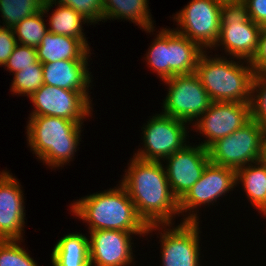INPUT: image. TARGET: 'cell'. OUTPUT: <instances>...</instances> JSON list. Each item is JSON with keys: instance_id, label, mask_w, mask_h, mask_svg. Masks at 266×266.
I'll list each match as a JSON object with an SVG mask.
<instances>
[{"instance_id": "1", "label": "cell", "mask_w": 266, "mask_h": 266, "mask_svg": "<svg viewBox=\"0 0 266 266\" xmlns=\"http://www.w3.org/2000/svg\"><path fill=\"white\" fill-rule=\"evenodd\" d=\"M120 183L128 192L138 216L147 226L175 224L181 217L161 161H145L133 156ZM178 215V216H177Z\"/></svg>"}, {"instance_id": "2", "label": "cell", "mask_w": 266, "mask_h": 266, "mask_svg": "<svg viewBox=\"0 0 266 266\" xmlns=\"http://www.w3.org/2000/svg\"><path fill=\"white\" fill-rule=\"evenodd\" d=\"M69 207L73 216L87 224L89 231L147 232L148 229L138 216L128 192L120 183L114 188L75 199Z\"/></svg>"}, {"instance_id": "3", "label": "cell", "mask_w": 266, "mask_h": 266, "mask_svg": "<svg viewBox=\"0 0 266 266\" xmlns=\"http://www.w3.org/2000/svg\"><path fill=\"white\" fill-rule=\"evenodd\" d=\"M26 140L36 159L56 170L73 161L81 144L82 126L55 116H29ZM78 148V149H77ZM76 152V153H75Z\"/></svg>"}, {"instance_id": "4", "label": "cell", "mask_w": 266, "mask_h": 266, "mask_svg": "<svg viewBox=\"0 0 266 266\" xmlns=\"http://www.w3.org/2000/svg\"><path fill=\"white\" fill-rule=\"evenodd\" d=\"M204 51L197 62L195 73L212 102L251 103L253 68L249 61L209 55ZM215 56V57H213ZM236 60V61H235Z\"/></svg>"}, {"instance_id": "5", "label": "cell", "mask_w": 266, "mask_h": 266, "mask_svg": "<svg viewBox=\"0 0 266 266\" xmlns=\"http://www.w3.org/2000/svg\"><path fill=\"white\" fill-rule=\"evenodd\" d=\"M261 29L250 19L244 1L222 3L220 34L211 52L222 47L226 57L250 62L257 51Z\"/></svg>"}, {"instance_id": "6", "label": "cell", "mask_w": 266, "mask_h": 266, "mask_svg": "<svg viewBox=\"0 0 266 266\" xmlns=\"http://www.w3.org/2000/svg\"><path fill=\"white\" fill-rule=\"evenodd\" d=\"M265 146L266 130L251 119L232 134L212 143L207 150L211 163L237 170L260 161Z\"/></svg>"}, {"instance_id": "7", "label": "cell", "mask_w": 266, "mask_h": 266, "mask_svg": "<svg viewBox=\"0 0 266 266\" xmlns=\"http://www.w3.org/2000/svg\"><path fill=\"white\" fill-rule=\"evenodd\" d=\"M190 124L160 112L149 116L141 127L142 147L132 156L145 161H163L184 149L190 141ZM143 135V136H142Z\"/></svg>"}, {"instance_id": "8", "label": "cell", "mask_w": 266, "mask_h": 266, "mask_svg": "<svg viewBox=\"0 0 266 266\" xmlns=\"http://www.w3.org/2000/svg\"><path fill=\"white\" fill-rule=\"evenodd\" d=\"M200 221H182L177 224L148 226L146 237L158 233L160 243V266H200ZM158 231V232H156ZM202 266V265H201Z\"/></svg>"}, {"instance_id": "9", "label": "cell", "mask_w": 266, "mask_h": 266, "mask_svg": "<svg viewBox=\"0 0 266 266\" xmlns=\"http://www.w3.org/2000/svg\"><path fill=\"white\" fill-rule=\"evenodd\" d=\"M163 82L168 91L161 106L165 115L193 125L212 102L195 72L175 75Z\"/></svg>"}, {"instance_id": "10", "label": "cell", "mask_w": 266, "mask_h": 266, "mask_svg": "<svg viewBox=\"0 0 266 266\" xmlns=\"http://www.w3.org/2000/svg\"><path fill=\"white\" fill-rule=\"evenodd\" d=\"M236 187V170L209 163L201 178L178 201L182 221L198 222L199 209L204 205L217 204L219 198L227 196ZM198 213V214H197Z\"/></svg>"}, {"instance_id": "11", "label": "cell", "mask_w": 266, "mask_h": 266, "mask_svg": "<svg viewBox=\"0 0 266 266\" xmlns=\"http://www.w3.org/2000/svg\"><path fill=\"white\" fill-rule=\"evenodd\" d=\"M221 5L216 0H190L172 15L177 23V27L172 29L196 42L204 51H209L219 38Z\"/></svg>"}, {"instance_id": "12", "label": "cell", "mask_w": 266, "mask_h": 266, "mask_svg": "<svg viewBox=\"0 0 266 266\" xmlns=\"http://www.w3.org/2000/svg\"><path fill=\"white\" fill-rule=\"evenodd\" d=\"M33 104L29 116H55L83 124L93 115V104L89 92L66 90L42 85L29 96ZM88 117V118H87Z\"/></svg>"}, {"instance_id": "13", "label": "cell", "mask_w": 266, "mask_h": 266, "mask_svg": "<svg viewBox=\"0 0 266 266\" xmlns=\"http://www.w3.org/2000/svg\"><path fill=\"white\" fill-rule=\"evenodd\" d=\"M251 120V103L211 102L209 108L190 127L202 134L199 142L204 148L220 138L232 134ZM194 128V129H193Z\"/></svg>"}, {"instance_id": "14", "label": "cell", "mask_w": 266, "mask_h": 266, "mask_svg": "<svg viewBox=\"0 0 266 266\" xmlns=\"http://www.w3.org/2000/svg\"><path fill=\"white\" fill-rule=\"evenodd\" d=\"M146 233L119 230L89 231L90 266H135L134 235L142 238Z\"/></svg>"}, {"instance_id": "15", "label": "cell", "mask_w": 266, "mask_h": 266, "mask_svg": "<svg viewBox=\"0 0 266 266\" xmlns=\"http://www.w3.org/2000/svg\"><path fill=\"white\" fill-rule=\"evenodd\" d=\"M162 163H166L163 166L170 190L179 201L201 178L210 160L207 148L190 143L181 151L165 158Z\"/></svg>"}, {"instance_id": "16", "label": "cell", "mask_w": 266, "mask_h": 266, "mask_svg": "<svg viewBox=\"0 0 266 266\" xmlns=\"http://www.w3.org/2000/svg\"><path fill=\"white\" fill-rule=\"evenodd\" d=\"M21 183L9 170L0 171V240H25V196Z\"/></svg>"}, {"instance_id": "17", "label": "cell", "mask_w": 266, "mask_h": 266, "mask_svg": "<svg viewBox=\"0 0 266 266\" xmlns=\"http://www.w3.org/2000/svg\"><path fill=\"white\" fill-rule=\"evenodd\" d=\"M89 62L90 60H60L42 64L44 85L90 92L94 78L92 72H89Z\"/></svg>"}, {"instance_id": "18", "label": "cell", "mask_w": 266, "mask_h": 266, "mask_svg": "<svg viewBox=\"0 0 266 266\" xmlns=\"http://www.w3.org/2000/svg\"><path fill=\"white\" fill-rule=\"evenodd\" d=\"M79 38L53 34L47 31L36 48L38 61L42 64L60 60H89L91 51Z\"/></svg>"}, {"instance_id": "19", "label": "cell", "mask_w": 266, "mask_h": 266, "mask_svg": "<svg viewBox=\"0 0 266 266\" xmlns=\"http://www.w3.org/2000/svg\"><path fill=\"white\" fill-rule=\"evenodd\" d=\"M149 0H103V21L126 20L146 33L154 34L155 26Z\"/></svg>"}, {"instance_id": "20", "label": "cell", "mask_w": 266, "mask_h": 266, "mask_svg": "<svg viewBox=\"0 0 266 266\" xmlns=\"http://www.w3.org/2000/svg\"><path fill=\"white\" fill-rule=\"evenodd\" d=\"M203 52L196 42L169 28V78L194 73Z\"/></svg>"}, {"instance_id": "21", "label": "cell", "mask_w": 266, "mask_h": 266, "mask_svg": "<svg viewBox=\"0 0 266 266\" xmlns=\"http://www.w3.org/2000/svg\"><path fill=\"white\" fill-rule=\"evenodd\" d=\"M52 7L55 9L51 10ZM49 10L50 12L53 11L52 13H49L51 16L49 15V23H47L49 32L79 38L89 49L91 48L90 44H88V38L85 36L83 27L84 24H87L86 26L91 25L88 20L69 6L48 3L45 1L43 5L44 14L47 15Z\"/></svg>"}, {"instance_id": "22", "label": "cell", "mask_w": 266, "mask_h": 266, "mask_svg": "<svg viewBox=\"0 0 266 266\" xmlns=\"http://www.w3.org/2000/svg\"><path fill=\"white\" fill-rule=\"evenodd\" d=\"M52 266H90L89 238L72 232L55 243L50 256Z\"/></svg>"}, {"instance_id": "23", "label": "cell", "mask_w": 266, "mask_h": 266, "mask_svg": "<svg viewBox=\"0 0 266 266\" xmlns=\"http://www.w3.org/2000/svg\"><path fill=\"white\" fill-rule=\"evenodd\" d=\"M239 185L260 214L266 208V166L261 160L236 170V187Z\"/></svg>"}, {"instance_id": "24", "label": "cell", "mask_w": 266, "mask_h": 266, "mask_svg": "<svg viewBox=\"0 0 266 266\" xmlns=\"http://www.w3.org/2000/svg\"><path fill=\"white\" fill-rule=\"evenodd\" d=\"M158 34L150 44L144 60L146 65L161 81L169 79V27L158 29Z\"/></svg>"}, {"instance_id": "25", "label": "cell", "mask_w": 266, "mask_h": 266, "mask_svg": "<svg viewBox=\"0 0 266 266\" xmlns=\"http://www.w3.org/2000/svg\"><path fill=\"white\" fill-rule=\"evenodd\" d=\"M45 0H0V16L4 28L13 29L23 19L43 9Z\"/></svg>"}, {"instance_id": "26", "label": "cell", "mask_w": 266, "mask_h": 266, "mask_svg": "<svg viewBox=\"0 0 266 266\" xmlns=\"http://www.w3.org/2000/svg\"><path fill=\"white\" fill-rule=\"evenodd\" d=\"M43 9L19 22L14 28L17 43L37 48L48 31Z\"/></svg>"}, {"instance_id": "27", "label": "cell", "mask_w": 266, "mask_h": 266, "mask_svg": "<svg viewBox=\"0 0 266 266\" xmlns=\"http://www.w3.org/2000/svg\"><path fill=\"white\" fill-rule=\"evenodd\" d=\"M11 81V94L29 98L44 84L42 63L37 61L32 67L16 72Z\"/></svg>"}, {"instance_id": "28", "label": "cell", "mask_w": 266, "mask_h": 266, "mask_svg": "<svg viewBox=\"0 0 266 266\" xmlns=\"http://www.w3.org/2000/svg\"><path fill=\"white\" fill-rule=\"evenodd\" d=\"M21 242L24 240H0V266H39Z\"/></svg>"}, {"instance_id": "29", "label": "cell", "mask_w": 266, "mask_h": 266, "mask_svg": "<svg viewBox=\"0 0 266 266\" xmlns=\"http://www.w3.org/2000/svg\"><path fill=\"white\" fill-rule=\"evenodd\" d=\"M251 119L266 130V74H254L253 76Z\"/></svg>"}, {"instance_id": "30", "label": "cell", "mask_w": 266, "mask_h": 266, "mask_svg": "<svg viewBox=\"0 0 266 266\" xmlns=\"http://www.w3.org/2000/svg\"><path fill=\"white\" fill-rule=\"evenodd\" d=\"M48 3L66 5L79 12L91 25L103 22V0H45Z\"/></svg>"}, {"instance_id": "31", "label": "cell", "mask_w": 266, "mask_h": 266, "mask_svg": "<svg viewBox=\"0 0 266 266\" xmlns=\"http://www.w3.org/2000/svg\"><path fill=\"white\" fill-rule=\"evenodd\" d=\"M37 61L36 48L17 43L3 67L13 75L26 67H32Z\"/></svg>"}, {"instance_id": "32", "label": "cell", "mask_w": 266, "mask_h": 266, "mask_svg": "<svg viewBox=\"0 0 266 266\" xmlns=\"http://www.w3.org/2000/svg\"><path fill=\"white\" fill-rule=\"evenodd\" d=\"M254 74H266V26H262L258 48L250 61Z\"/></svg>"}, {"instance_id": "33", "label": "cell", "mask_w": 266, "mask_h": 266, "mask_svg": "<svg viewBox=\"0 0 266 266\" xmlns=\"http://www.w3.org/2000/svg\"><path fill=\"white\" fill-rule=\"evenodd\" d=\"M16 44L13 29L0 27V67H3L7 62Z\"/></svg>"}, {"instance_id": "34", "label": "cell", "mask_w": 266, "mask_h": 266, "mask_svg": "<svg viewBox=\"0 0 266 266\" xmlns=\"http://www.w3.org/2000/svg\"><path fill=\"white\" fill-rule=\"evenodd\" d=\"M243 1L247 5L250 19L260 26H266V0Z\"/></svg>"}, {"instance_id": "35", "label": "cell", "mask_w": 266, "mask_h": 266, "mask_svg": "<svg viewBox=\"0 0 266 266\" xmlns=\"http://www.w3.org/2000/svg\"><path fill=\"white\" fill-rule=\"evenodd\" d=\"M262 163L266 166V146L263 150V154L261 155V159Z\"/></svg>"}, {"instance_id": "36", "label": "cell", "mask_w": 266, "mask_h": 266, "mask_svg": "<svg viewBox=\"0 0 266 266\" xmlns=\"http://www.w3.org/2000/svg\"><path fill=\"white\" fill-rule=\"evenodd\" d=\"M220 3H225V2H235V1H243V0H216Z\"/></svg>"}, {"instance_id": "37", "label": "cell", "mask_w": 266, "mask_h": 266, "mask_svg": "<svg viewBox=\"0 0 266 266\" xmlns=\"http://www.w3.org/2000/svg\"><path fill=\"white\" fill-rule=\"evenodd\" d=\"M260 215H261L262 218H263V216L266 218V208L260 213Z\"/></svg>"}]
</instances>
